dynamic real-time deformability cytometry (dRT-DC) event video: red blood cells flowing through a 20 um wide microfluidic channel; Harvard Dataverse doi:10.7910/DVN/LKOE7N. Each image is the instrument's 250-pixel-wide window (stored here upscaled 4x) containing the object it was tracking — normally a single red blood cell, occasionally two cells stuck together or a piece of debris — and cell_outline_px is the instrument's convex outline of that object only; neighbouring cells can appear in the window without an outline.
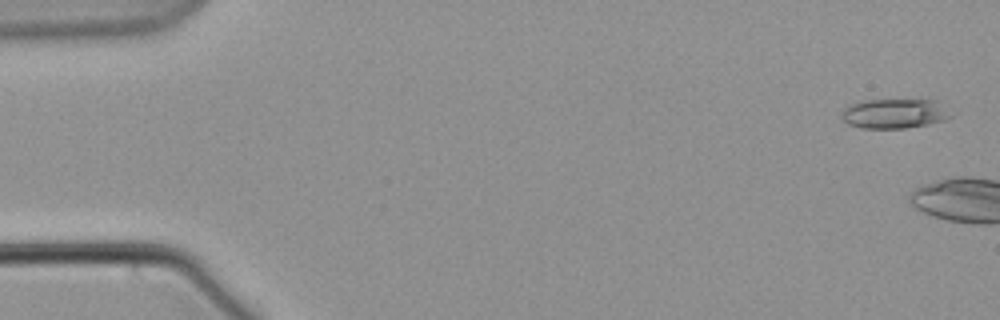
{"species": "common noctule bat (a hibernating species)", "species_latin": "Nyctalus noctula", "temperature_condition": "warm", "stored_images_in_passage": 12, "camera_frame_rate_fps": 3000, "um_per_image_px": 0.085, "animal": {"sex": "male", "body_mass_g": 21.5, "forearm_length_mm": 52.0}, "frame": {"image": 1, "passage_image": 2, "time_ms": 0.333, "image_size_px": [1000, 320], "cell_outline_px": [[952, 116], [944, 120], [928, 124], [904, 128], [860, 128], [848, 124], [840, 116], [844, 108], [848, 104], [864, 100], [936, 100]], "centroid_in_image_um": [75.96, 9.65], "position_along_channel_um": 9.0, "area_um2": 18.73}}